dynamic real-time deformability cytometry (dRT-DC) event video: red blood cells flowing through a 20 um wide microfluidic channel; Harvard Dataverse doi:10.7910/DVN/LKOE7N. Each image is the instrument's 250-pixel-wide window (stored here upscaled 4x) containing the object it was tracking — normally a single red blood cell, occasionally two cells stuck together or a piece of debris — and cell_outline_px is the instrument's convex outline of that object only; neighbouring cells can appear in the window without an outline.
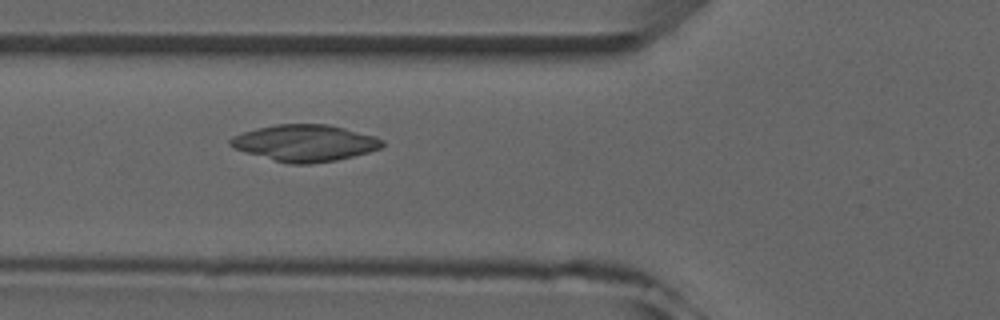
{"species": "common noctule bat (a hibernating species)", "species_latin": "Nyctalus noctula", "temperature_condition": "room temperature", "stored_images_in_passage": 4, "camera_frame_rate_fps": 3000, "um_per_image_px": 0.085, "animal": {"sex": "male", "forearm_length_mm": 52.5}, "frame": {"image": 1, "passage_image": 4, "time_ms": 4.333, "image_size_px": [1000, 320], "cell_outline_px": [[384, 144], [380, 148], [368, 152], [336, 160], [308, 164], [288, 164], [232, 148], [228, 144], [228, 140], [232, 136], [244, 132], [276, 124], [328, 124], [376, 136], [384, 140]], "centroid_in_image_um": [25.91, 12.15], "position_along_channel_um": 99.9, "area_um2": 32.25}}